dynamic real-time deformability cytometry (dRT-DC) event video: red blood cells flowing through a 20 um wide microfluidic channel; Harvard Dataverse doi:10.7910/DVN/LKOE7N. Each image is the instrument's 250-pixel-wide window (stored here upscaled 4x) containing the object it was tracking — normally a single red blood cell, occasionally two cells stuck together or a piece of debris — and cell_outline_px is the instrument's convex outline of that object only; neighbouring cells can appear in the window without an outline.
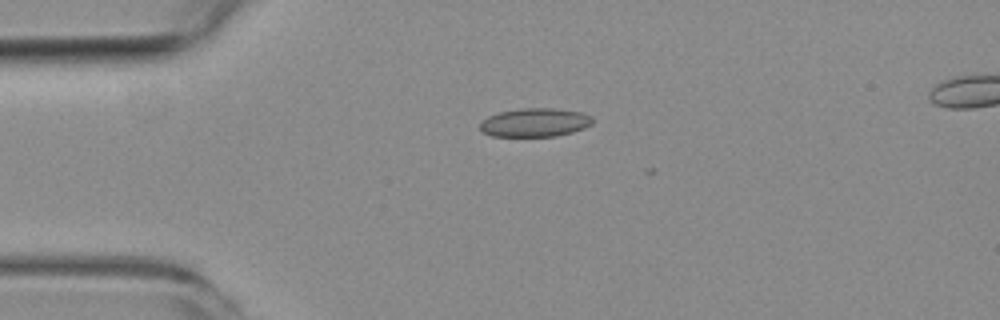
{"species": "common noctule bat (a hibernating species)", "species_latin": "Nyctalus noctula", "temperature_condition": "room temperature", "stored_images_in_passage": 5, "camera_frame_rate_fps": 3000, "um_per_image_px": 0.085, "animal": {"sex": "female", "body_mass_g": 19.3, "forearm_length_mm": 54.1}, "frame": {"image": 1, "passage_image": 1, "time_ms": 0.0, "image_size_px": [1000, 320], "cell_outline_px": [[592, 124], [584, 128], [572, 132], [556, 136], [492, 136], [484, 132], [480, 128], [480, 124], [488, 116], [500, 112], [524, 108], [552, 108], [580, 112], [592, 116]], "centroid_in_image_um": [45.48, 10.41], "position_along_channel_um": 39.5, "area_um2": 18.55}}
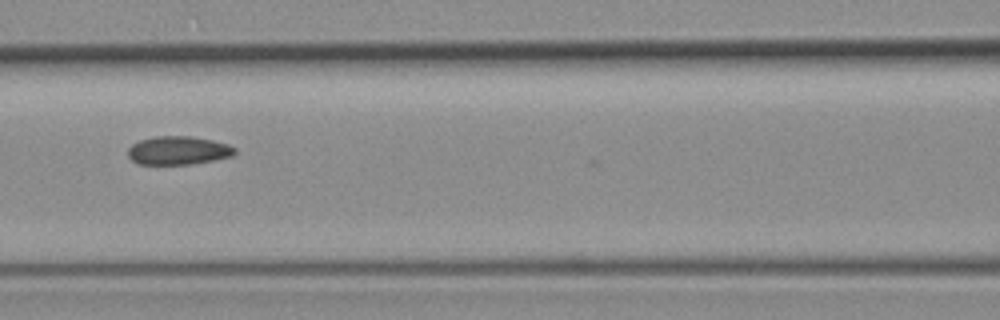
{"frame": {"image": 2, "passage_image": 4, "time_ms": 3.667, "image_size_px": [1000, 320], "cell_outline_px": [[236, 152], [232, 156], [216, 160], [192, 164], [136, 164], [128, 156], [128, 148], [132, 144], [140, 140], [156, 136], [192, 136], [212, 140], [228, 144], [236, 148]], "centroid_in_image_um": [15.16, 12.79], "position_along_channel_um": 151.4, "area_um2": 17.86}}
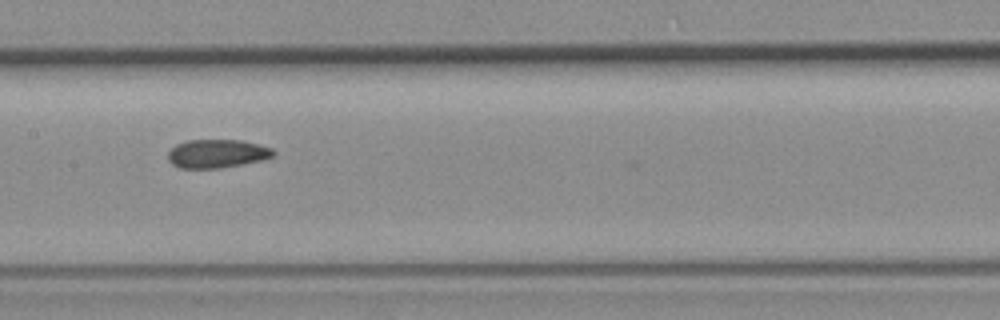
{"frame": {"image": 3, "passage_image": 5, "time_ms": 4.667, "image_size_px": [1000, 320], "cell_outline_px": [[276, 152], [272, 156], [260, 160], [220, 168], [180, 168], [172, 164], [168, 160], [168, 152], [176, 144], [188, 140], [240, 140], [272, 148]], "centroid_in_image_um": [18.41, 13.05], "position_along_channel_um": 189.0, "area_um2": 17.28}}